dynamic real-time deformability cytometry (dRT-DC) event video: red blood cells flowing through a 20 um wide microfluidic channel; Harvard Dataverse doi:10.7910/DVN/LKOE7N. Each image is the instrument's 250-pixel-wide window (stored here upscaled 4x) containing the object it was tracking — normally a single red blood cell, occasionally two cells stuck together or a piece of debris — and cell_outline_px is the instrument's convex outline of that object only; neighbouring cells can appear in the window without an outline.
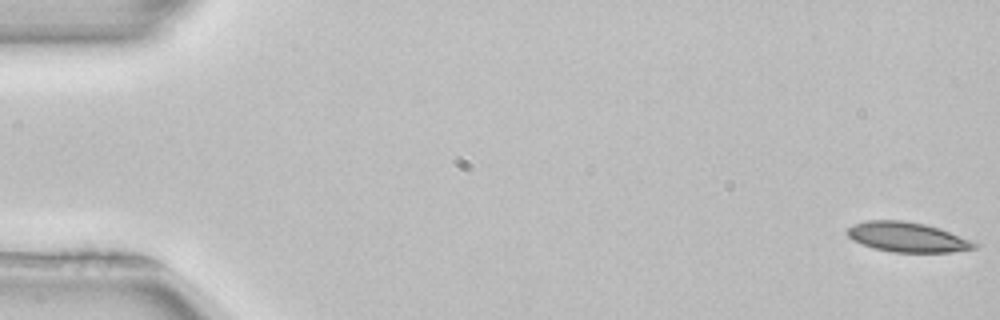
{"species": "common noctule bat (a hibernating species)", "species_latin": "Nyctalus noctula", "temperature_condition": "room temperature", "stored_images_in_passage": 52, "camera_frame_rate_fps": 3000, "um_per_image_px": 0.085, "animal": {"sex": "female", "body_mass_g": 22.7, "forearm_length_mm": 54.2}, "frame": {"image": 1, "passage_image": 1, "time_ms": 0.0, "image_size_px": [1000, 320], "cell_outline_px": [[980, 244], [976, 248], [952, 252], [892, 252], [872, 248], [852, 240], [848, 236], [848, 228], [852, 224], [868, 220], [904, 220], [924, 224], [940, 228], [976, 240]], "centroid_in_image_um": [77.19, 20.15], "position_along_channel_um": 7.8, "area_um2": 22.48}}
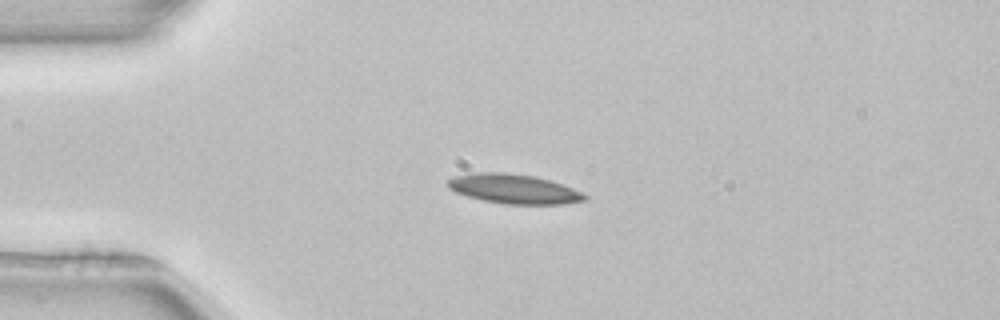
{"frame": {"image": 2, "passage_image": 13, "time_ms": 4.0, "image_size_px": [1000, 320], "cell_outline_px": [[588, 200], [564, 204], [504, 204], [480, 200], [456, 192], [448, 188], [448, 180], [452, 176], [476, 172], [504, 172], [536, 176], [552, 180], [572, 188], [588, 196]], "centroid_in_image_um": [43.68, 16.05], "position_along_channel_um": 41.3, "area_um2": 23.76}}
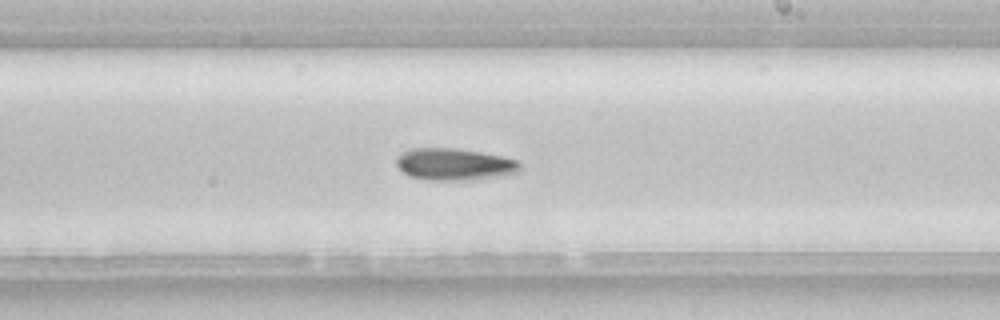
{"frame": {"image": 3, "passage_image": 31, "time_ms": 10.0, "image_size_px": [1000, 320], "cell_outline_px": [[520, 172], [496, 176], [460, 180], [424, 180], [408, 176], [396, 164], [396, 156], [412, 148], [456, 148], [480, 152], [500, 156], [516, 160], [520, 164]], "centroid_in_image_um": [38.57, 13.96], "position_along_channel_um": 250.4, "area_um2": 22.77}}